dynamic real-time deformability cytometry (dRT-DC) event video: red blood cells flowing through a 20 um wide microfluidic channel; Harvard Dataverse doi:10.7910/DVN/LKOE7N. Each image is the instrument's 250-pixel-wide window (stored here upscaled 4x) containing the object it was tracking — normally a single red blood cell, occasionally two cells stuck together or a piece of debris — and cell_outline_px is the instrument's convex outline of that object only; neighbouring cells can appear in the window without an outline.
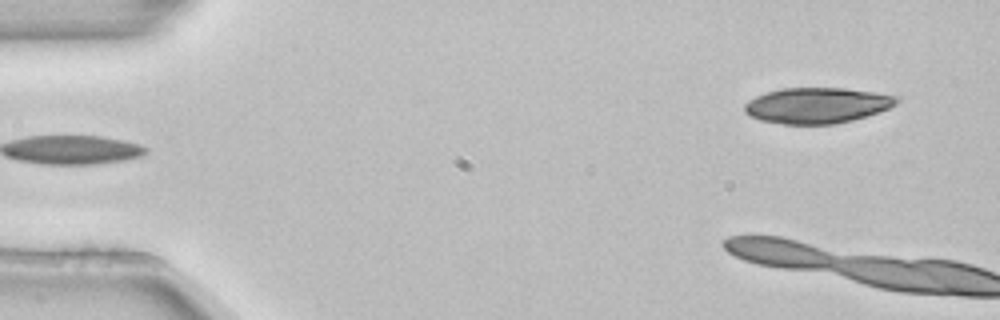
{"species": "common noctule bat (a hibernating species)", "species_latin": "Nyctalus noctula", "temperature_condition": "room temperature", "stored_images_in_passage": 5, "segment_of_instrument_passage": [2, 2], "camera_frame_rate_fps": 3000, "um_per_image_px": 0.085, "animal": {"sex": "female", "body_mass_g": 22.7, "forearm_length_mm": 54.2}, "frame": {"image": 1, "passage_image": 5, "time_ms": 1.333, "image_size_px": [1000, 320], "cell_outline_px": [[900, 100], [896, 104], [880, 112], [852, 120], [836, 124], [784, 124], [760, 120], [748, 116], [744, 112], [744, 104], [748, 100], [756, 96], [768, 92], [784, 88], [848, 88], [876, 92], [900, 96]], "centroid_in_image_um": [69.47, 8.96], "position_along_channel_um": 15.5, "area_um2": 31.91}}